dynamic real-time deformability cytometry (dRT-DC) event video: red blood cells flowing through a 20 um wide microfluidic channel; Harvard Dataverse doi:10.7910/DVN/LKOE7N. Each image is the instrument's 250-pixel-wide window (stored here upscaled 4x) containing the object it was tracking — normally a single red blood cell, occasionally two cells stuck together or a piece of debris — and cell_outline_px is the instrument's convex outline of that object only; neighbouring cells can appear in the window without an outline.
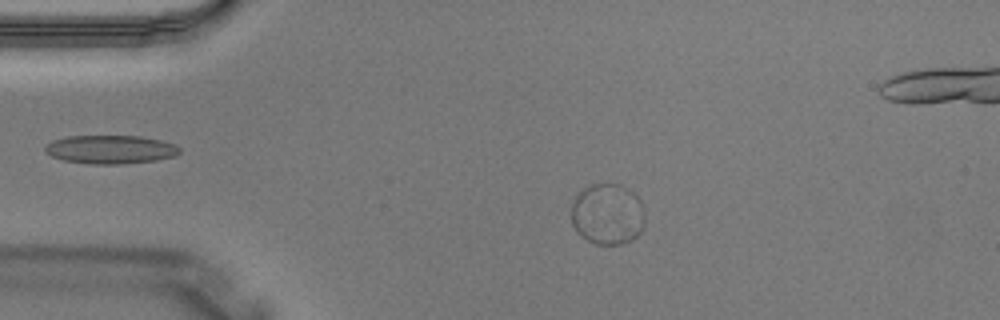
{"species": "Egyptian fruit bat (a non-hibernating species)", "species_latin": "Rousettus aegyptiacus", "temperature_condition": "warm", "stored_images_in_passage": 6, "camera_frame_rate_fps": 3000, "um_per_image_px": 0.085, "animal": {"sex": "male"}, "frame": {"image": 1, "passage_image": 3, "time_ms": 0.667, "image_size_px": [1000, 320], "cell_outline_px": [[644, 224], [640, 232], [632, 240], [620, 244], [596, 244], [588, 240], [576, 232], [572, 224], [572, 200], [588, 184], [620, 184], [628, 188], [640, 200], [644, 208]], "centroid_in_image_um": [51.64, 18.19], "position_along_channel_um": 33.4, "area_um2": 26.36}}
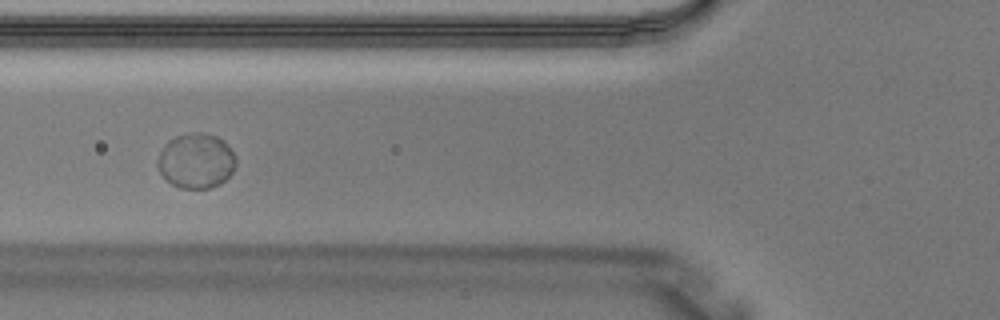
{"frame": {"image": 2, "passage_image": 5, "time_ms": 1.333, "image_size_px": [1000, 320], "cell_outline_px": [[236, 164], [232, 172], [220, 184], [212, 188], [180, 188], [172, 184], [160, 172], [156, 164], [160, 152], [164, 144], [168, 140], [176, 136], [188, 132], [200, 132], [216, 136], [224, 140], [228, 144], [236, 156]], "centroid_in_image_um": [16.68, 13.65], "position_along_channel_um": 109.1, "area_um2": 25.32}}